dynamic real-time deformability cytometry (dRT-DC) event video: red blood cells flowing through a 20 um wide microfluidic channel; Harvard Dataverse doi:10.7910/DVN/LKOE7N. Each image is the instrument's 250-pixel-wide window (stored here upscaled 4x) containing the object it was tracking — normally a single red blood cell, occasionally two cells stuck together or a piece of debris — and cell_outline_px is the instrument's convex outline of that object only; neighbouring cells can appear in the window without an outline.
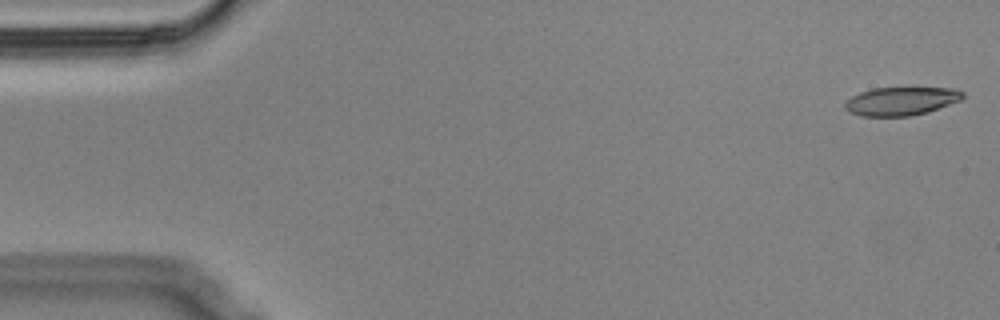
{"species": "Egyptian fruit bat (a non-hibernating species)", "species_latin": "Rousettus aegyptiacus", "temperature_condition": "cold", "stored_images_in_passage": 14, "camera_frame_rate_fps": 3000, "um_per_image_px": 0.085, "animal": {"sex": "male"}, "frame": {"image": 1, "passage_image": 1, "time_ms": 0.0, "image_size_px": [1000, 320], "cell_outline_px": [[964, 96], [960, 100], [928, 112], [912, 116], [860, 116], [848, 112], [844, 108], [844, 104], [852, 96], [860, 92], [872, 88], [956, 88], [964, 92]], "centroid_in_image_um": [76.58, 8.6], "position_along_channel_um": 8.4, "area_um2": 19.54}}